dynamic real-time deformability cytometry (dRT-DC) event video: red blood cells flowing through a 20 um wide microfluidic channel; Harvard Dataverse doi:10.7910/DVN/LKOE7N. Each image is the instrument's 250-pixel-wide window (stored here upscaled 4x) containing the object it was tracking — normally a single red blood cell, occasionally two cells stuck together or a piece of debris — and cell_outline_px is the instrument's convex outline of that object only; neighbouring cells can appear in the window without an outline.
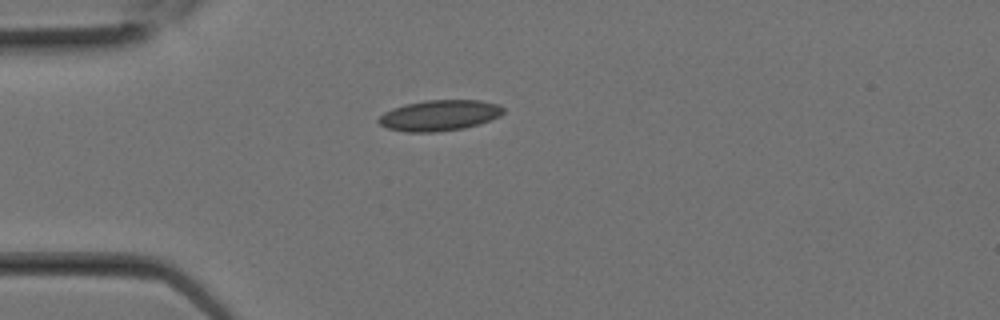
{"species": "Egyptian fruit bat (a non-hibernating species)", "species_latin": "Rousettus aegyptiacus", "temperature_condition": "room temperature", "stored_images_in_passage": 2, "camera_frame_rate_fps": 3000, "um_per_image_px": 0.085, "animal": {"sex": "female"}, "frame": {"image": 1, "passage_image": 2, "time_ms": 0.333, "image_size_px": [1000, 320], "cell_outline_px": [[504, 112], [500, 116], [492, 120], [480, 124], [464, 128], [436, 132], [404, 132], [388, 128], [380, 124], [376, 120], [384, 112], [392, 108], [404, 104], [424, 100], [480, 100], [496, 104], [504, 108]], "centroid_in_image_um": [37.35, 9.81], "position_along_channel_um": 47.7, "area_um2": 22.54}}